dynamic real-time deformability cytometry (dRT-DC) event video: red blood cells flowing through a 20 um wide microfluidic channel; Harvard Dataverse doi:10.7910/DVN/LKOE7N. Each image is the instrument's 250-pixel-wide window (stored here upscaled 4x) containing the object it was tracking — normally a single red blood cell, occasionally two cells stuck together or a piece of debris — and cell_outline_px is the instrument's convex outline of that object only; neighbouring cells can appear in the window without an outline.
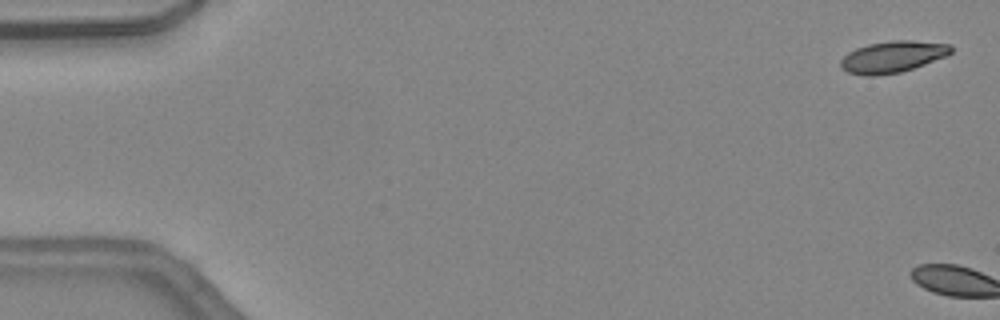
{"species": "common noctule bat (a hibernating species)", "species_latin": "Nyctalus noctula", "temperature_condition": "warm", "stored_images_in_passage": 4, "camera_frame_rate_fps": 3000, "um_per_image_px": 0.085, "animal": {"sex": "female", "body_mass_g": 24.6, "forearm_length_mm": 56.2}, "frame": {"image": 1, "passage_image": 2, "time_ms": 0.333, "image_size_px": [1000, 320], "cell_outline_px": [[952, 52], [944, 56], [924, 64], [900, 72], [872, 76], [864, 76], [848, 72], [840, 68], [840, 60], [848, 52], [856, 48], [868, 44], [892, 40], [912, 40], [948, 44], [952, 48]], "centroid_in_image_um": [75.81, 4.82], "position_along_channel_um": 9.2, "area_um2": 20.11}}